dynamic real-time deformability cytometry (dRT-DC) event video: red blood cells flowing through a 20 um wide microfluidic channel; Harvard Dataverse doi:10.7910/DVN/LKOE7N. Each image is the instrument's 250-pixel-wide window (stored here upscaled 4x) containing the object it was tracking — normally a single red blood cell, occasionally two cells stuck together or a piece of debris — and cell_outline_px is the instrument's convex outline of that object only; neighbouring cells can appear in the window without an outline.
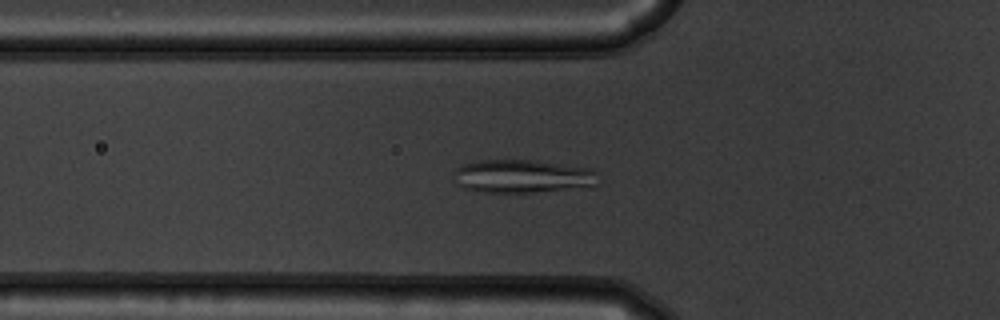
{"species": "common noctule bat (a hibernating species)", "species_latin": "Nyctalus noctula", "temperature_condition": "warm", "stored_images_in_passage": 48, "camera_frame_rate_fps": 3000, "um_per_image_px": 0.085, "animal": {"sex": "male", "body_mass_g": 19.5, "forearm_length_mm": 54.6}, "frame": {"image": 1, "passage_image": 13, "time_ms": 4.0, "image_size_px": [1000, 320], "cell_outline_px": [[600, 184], [592, 188], [532, 192], [476, 192], [460, 188], [452, 180], [452, 172], [456, 168], [464, 164], [480, 160], [536, 160], [596, 168]], "centroid_in_image_um": [44.48, 14.99], "position_along_channel_um": 81.3, "area_um2": 29.25}}
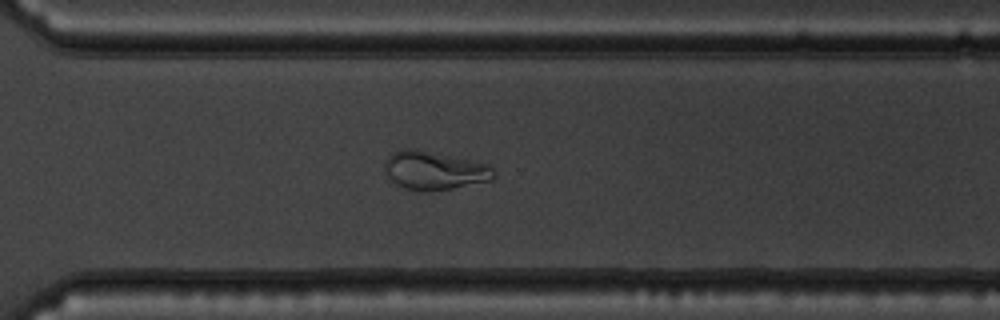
{"frame": {"image": 2, "passage_image": 33, "time_ms": 10.667, "image_size_px": [1000, 320], "cell_outline_px": [[496, 176], [492, 180], [432, 192], [424, 192], [404, 188], [396, 184], [388, 176], [384, 168], [384, 164], [388, 156], [392, 152], [404, 148], [408, 148], [476, 160], [488, 164], [496, 172]], "centroid_in_image_um": [36.94, 14.5], "position_along_channel_um": 333.7, "area_um2": 24.68}}
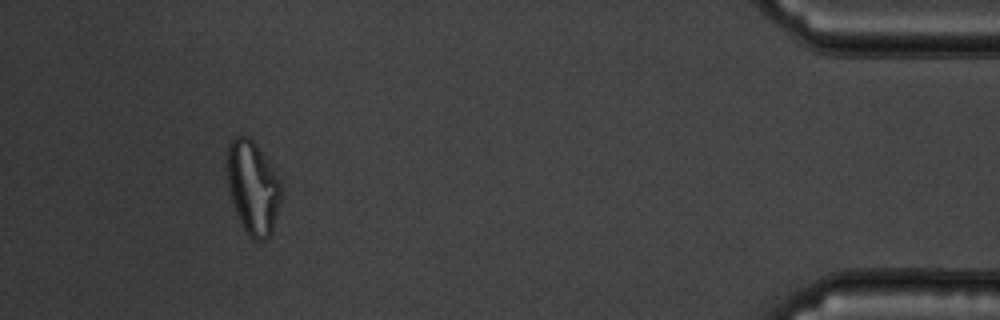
{"frame": {"image": 3, "passage_image": 44, "time_ms": 14.333, "image_size_px": [1000, 320], "cell_outline_px": [[280, 200], [272, 232], [268, 240], [252, 240], [248, 236], [236, 212], [228, 188], [228, 144], [236, 136], [248, 136], [256, 144], [280, 180]], "centroid_in_image_um": [21.49, 15.97], "position_along_channel_um": 413.7, "area_um2": 28.84}}